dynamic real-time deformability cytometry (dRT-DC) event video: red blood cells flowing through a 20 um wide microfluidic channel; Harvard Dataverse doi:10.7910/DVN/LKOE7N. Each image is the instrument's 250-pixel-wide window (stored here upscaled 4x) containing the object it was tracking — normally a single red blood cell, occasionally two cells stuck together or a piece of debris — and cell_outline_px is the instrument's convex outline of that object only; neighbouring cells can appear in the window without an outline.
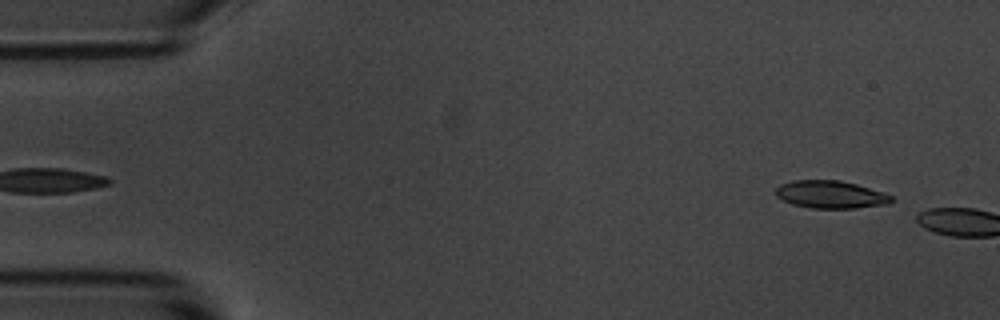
{"species": "common noctule bat (a hibernating species)", "species_latin": "Nyctalus noctula", "temperature_condition": "room temperature", "stored_images_in_passage": 5, "camera_frame_rate_fps": 3000, "um_per_image_px": 0.085, "animal": {"sex": "male", "body_mass_g": 20.1, "forearm_length_mm": 53.5}, "frame": {"image": 1, "passage_image": 3, "time_ms": 0.667, "image_size_px": [1000, 320], "cell_outline_px": [[896, 200], [888, 204], [856, 208], [812, 208], [792, 204], [776, 196], [776, 188], [780, 184], [792, 180], [840, 180], [856, 184], [892, 196]], "centroid_in_image_um": [70.6, 16.53], "position_along_channel_um": 14.4, "area_um2": 18.55}}